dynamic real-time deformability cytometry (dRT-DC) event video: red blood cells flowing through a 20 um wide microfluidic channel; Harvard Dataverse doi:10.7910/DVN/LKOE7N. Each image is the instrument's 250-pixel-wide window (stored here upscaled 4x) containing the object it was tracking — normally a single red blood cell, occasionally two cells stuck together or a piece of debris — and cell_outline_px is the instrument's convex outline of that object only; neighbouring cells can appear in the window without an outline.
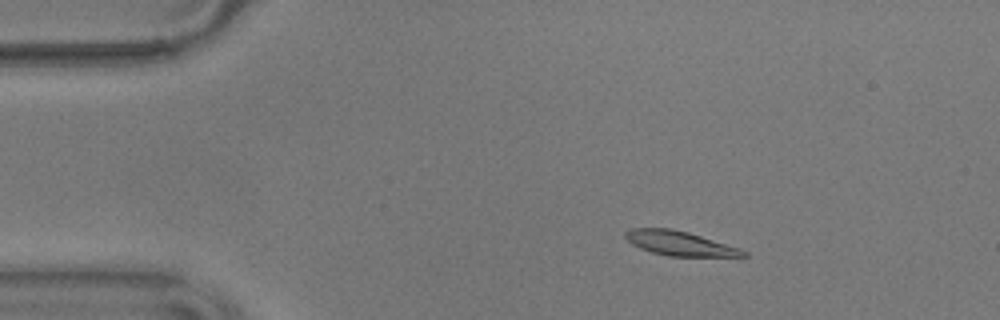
{"species": "common noctule bat (a hibernating species)", "species_latin": "Nyctalus noctula", "temperature_condition": "warm", "stored_images_in_passage": 56, "camera_frame_rate_fps": 3000, "um_per_image_px": 0.085, "animal": {"sex": "male", "body_mass_g": 17.9}, "frame": {"image": 1, "passage_image": 9, "time_ms": 2.667, "image_size_px": [1000, 320], "cell_outline_px": [[748, 256], [668, 256], [652, 252], [640, 248], [632, 244], [624, 236], [624, 232], [632, 228], [672, 228], [688, 232], [740, 248], [748, 252]], "centroid_in_image_um": [57.76, 20.68], "position_along_channel_um": 27.2, "area_um2": 16.7}}
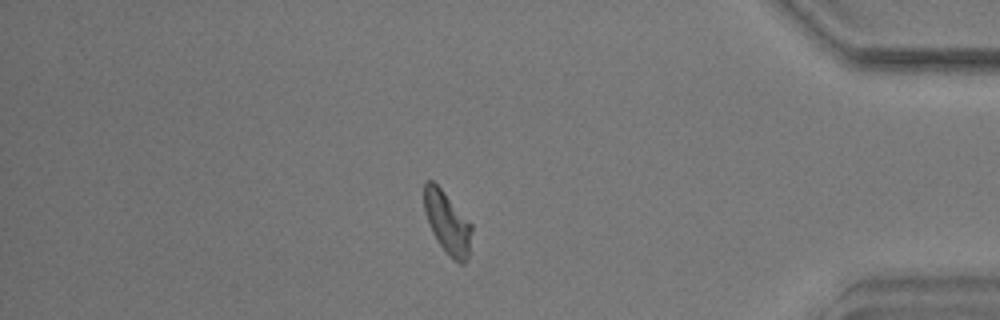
{"frame": {"image": 2, "passage_image": 48, "time_ms": 15.667, "image_size_px": [1000, 320], "cell_outline_px": [[472, 232], [468, 256], [464, 264], [460, 264], [448, 256], [436, 240], [432, 232], [424, 212], [424, 184], [428, 180], [432, 180], [440, 188], [472, 224]], "centroid_in_image_um": [38.02, 18.96], "position_along_channel_um": 397.2, "area_um2": 17.17}}
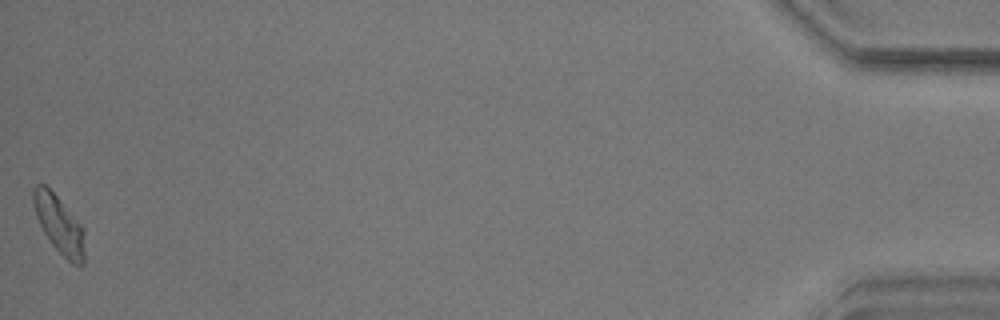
{"frame": {"image": 3, "passage_image": 56, "time_ms": 18.333, "image_size_px": [1000, 320], "cell_outline_px": [[84, 264], [80, 268], [72, 264], [52, 244], [44, 232], [36, 216], [32, 200], [32, 188], [36, 184], [44, 184], [56, 196], [84, 228]], "centroid_in_image_um": [5.03, 19.11], "position_along_channel_um": 430.2, "area_um2": 17.11}, "authors_computed_cell_mechanics": {"area_um2": 17.34, "velocity_mm_per_s": 3.5732, "shape_relaxation_time_tau1_ms": 6.0026, "shape_relaxation_time_tau2_ms": 4.252, "deformation_change_tau1": 0.1725, "deformation_change_tau2": 0.1002}}